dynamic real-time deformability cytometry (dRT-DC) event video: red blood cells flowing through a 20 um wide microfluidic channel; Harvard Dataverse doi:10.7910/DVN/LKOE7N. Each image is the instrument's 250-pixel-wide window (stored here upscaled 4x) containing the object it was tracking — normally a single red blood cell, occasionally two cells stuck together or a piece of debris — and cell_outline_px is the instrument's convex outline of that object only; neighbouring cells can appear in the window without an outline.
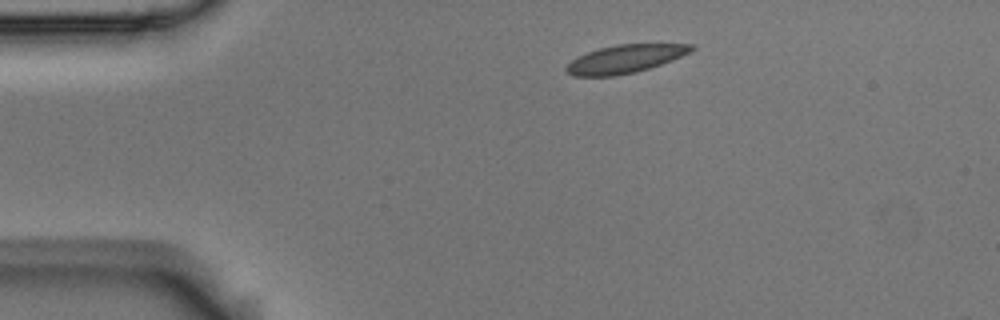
{"species": "Egyptian fruit bat (a non-hibernating species)", "species_latin": "Rousettus aegyptiacus", "temperature_condition": "room temperature", "stored_images_in_passage": 4, "camera_frame_rate_fps": 3000, "um_per_image_px": 0.085, "animal": {"sex": "male"}, "frame": {"image": 1, "passage_image": 1, "time_ms": 0.0, "image_size_px": [1000, 320], "cell_outline_px": [[696, 48], [680, 56], [660, 64], [636, 72], [616, 76], [572, 76], [564, 68], [572, 60], [588, 52], [600, 48], [616, 44], [696, 44]], "centroid_in_image_um": [53.12, 5.01], "position_along_channel_um": 31.9, "area_um2": 20.23}}
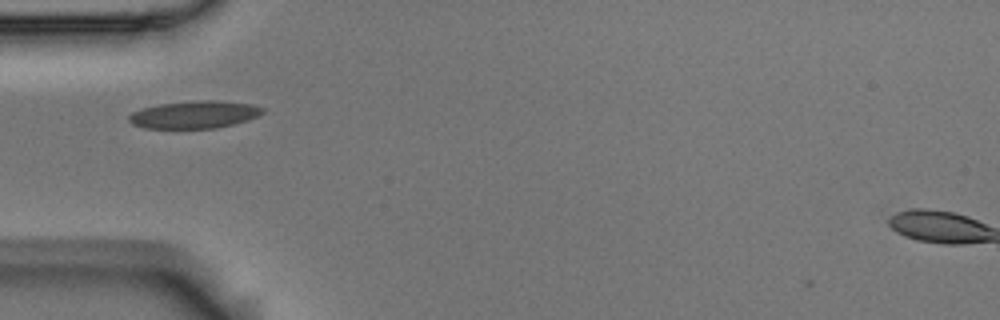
{"frame": {"image": 2, "passage_image": 3, "time_ms": 0.667, "image_size_px": [1000, 320], "cell_outline_px": [[264, 112], [248, 120], [216, 128], [144, 128], [132, 124], [128, 120], [128, 116], [132, 112], [140, 108], [160, 104], [196, 100], [220, 100], [252, 104], [264, 108]], "centroid_in_image_um": [16.5, 9.73], "position_along_channel_um": 68.5, "area_um2": 21.5}}
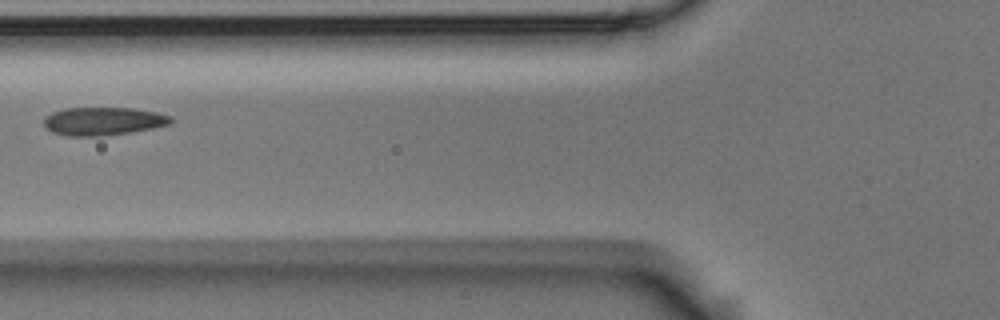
{"frame": {"image": 3, "passage_image": 4, "time_ms": 1.0, "image_size_px": [1000, 320], "cell_outline_px": [[172, 124], [132, 132], [104, 136], [68, 136], [52, 132], [44, 128], [44, 116], [52, 112], [64, 108], [132, 108], [156, 112], [172, 116]], "centroid_in_image_um": [8.75, 10.3], "position_along_channel_um": 117.0, "area_um2": 21.04}}